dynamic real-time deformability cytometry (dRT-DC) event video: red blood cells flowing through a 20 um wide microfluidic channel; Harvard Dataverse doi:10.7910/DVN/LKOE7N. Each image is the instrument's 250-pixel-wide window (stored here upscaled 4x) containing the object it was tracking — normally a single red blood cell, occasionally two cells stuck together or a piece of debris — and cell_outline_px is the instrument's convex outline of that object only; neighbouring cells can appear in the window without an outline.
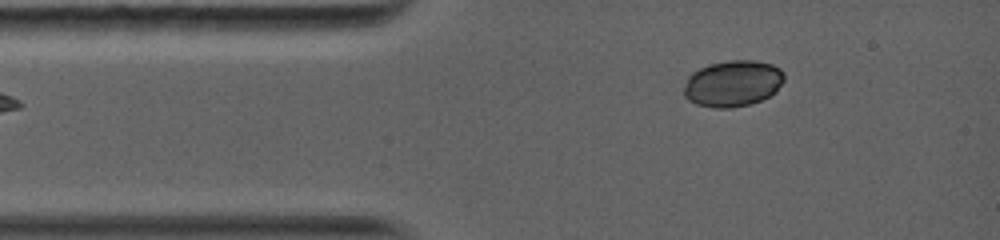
{"species": "common noctule bat (a hibernating species)", "species_latin": "Nyctalus noctula", "temperature_condition": "warm", "stored_images_in_passage": 21, "camera_frame_rate_fps": 5000, "um_per_image_px": 0.085, "animal": {"sex": "female", "body_mass_g": 19.0, "forearm_length_mm": 56.7}, "frame": {"image": 1, "passage_image": 1, "time_ms": 0.0, "image_size_px": [1000, 240], "cell_outline_px": [[784, 80], [776, 92], [760, 100], [748, 104], [732, 108], [712, 108], [696, 104], [688, 100], [684, 96], [684, 88], [688, 76], [692, 72], [708, 64], [728, 60], [756, 60], [772, 64], [780, 68], [784, 72]], "centroid_in_image_um": [62.29, 7.09], "position_along_channel_um": 22.7, "area_um2": 27.28}}
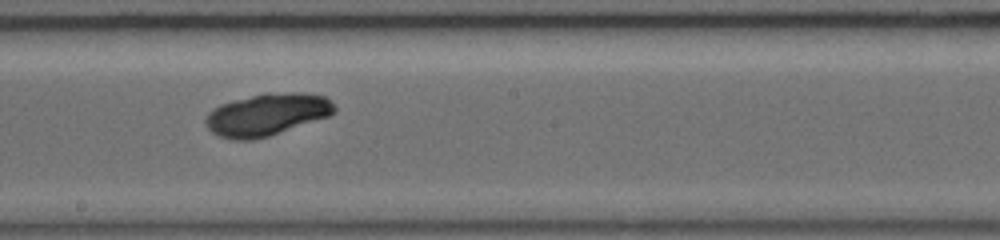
{"frame": {"image": 2, "passage_image": 12, "time_ms": 5.6, "image_size_px": [1000, 240], "cell_outline_px": [[336, 112], [328, 116], [268, 136], [252, 140], [232, 140], [216, 136], [204, 124], [204, 120], [208, 112], [212, 108], [220, 104], [264, 92], [304, 92], [324, 96], [336, 108]], "centroid_in_image_um": [22.63, 9.73], "position_along_channel_um": 225.6, "area_um2": 31.79}}
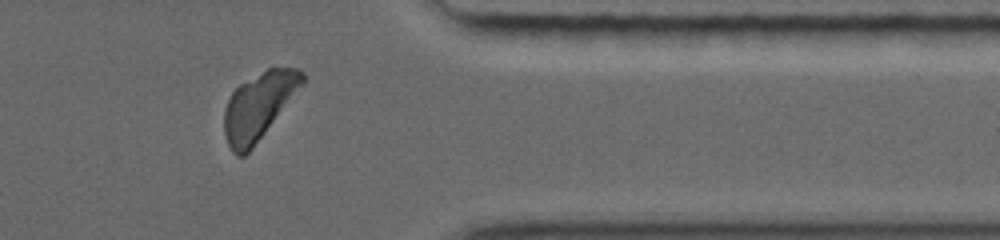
{"frame": {"image": 3, "passage_image": 20, "time_ms": 9.8, "image_size_px": [1000, 240], "cell_outline_px": [[304, 84], [252, 148], [244, 156], [236, 156], [232, 152], [224, 136], [224, 108], [232, 92], [240, 84], [268, 68], [300, 68], [304, 72]], "centroid_in_image_um": [21.98, 9.02], "position_along_channel_um": 389.4, "area_um2": 30.17}}